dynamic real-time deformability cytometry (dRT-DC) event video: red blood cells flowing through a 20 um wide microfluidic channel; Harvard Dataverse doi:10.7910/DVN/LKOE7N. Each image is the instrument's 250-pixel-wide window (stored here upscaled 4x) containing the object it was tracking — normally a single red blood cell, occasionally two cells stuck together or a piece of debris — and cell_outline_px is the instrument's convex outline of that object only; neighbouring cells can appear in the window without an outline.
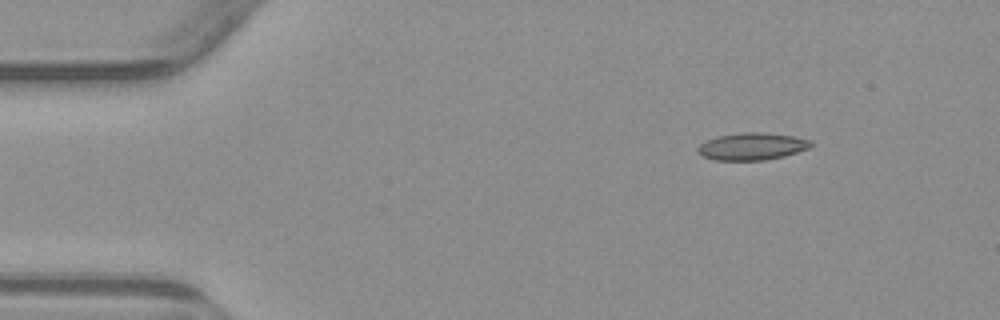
{"species": "common noctule bat (a hibernating species)", "species_latin": "Nyctalus noctula", "temperature_condition": "warm", "stored_images_in_passage": 4, "camera_frame_rate_fps": 3000, "um_per_image_px": 0.085, "animal": {"sex": "male", "body_mass_g": 23.1, "forearm_length_mm": 52.7}, "frame": {"image": 1, "passage_image": 2, "time_ms": 2.0, "image_size_px": [1000, 320], "cell_outline_px": [[812, 144], [808, 148], [784, 156], [764, 160], [716, 160], [704, 156], [696, 148], [700, 144], [716, 136], [744, 132], [764, 132], [792, 136], [812, 140]], "centroid_in_image_um": [63.93, 12.43], "position_along_channel_um": 21.1, "area_um2": 17.74}}